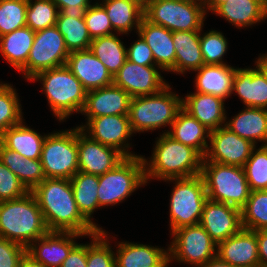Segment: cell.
Here are the masks:
<instances>
[{"instance_id":"obj_1","label":"cell","mask_w":267,"mask_h":267,"mask_svg":"<svg viewBox=\"0 0 267 267\" xmlns=\"http://www.w3.org/2000/svg\"><path fill=\"white\" fill-rule=\"evenodd\" d=\"M49 231L90 236L98 230L79 212L70 179L45 178L32 191Z\"/></svg>"},{"instance_id":"obj_2","label":"cell","mask_w":267,"mask_h":267,"mask_svg":"<svg viewBox=\"0 0 267 267\" xmlns=\"http://www.w3.org/2000/svg\"><path fill=\"white\" fill-rule=\"evenodd\" d=\"M149 161L143 157L145 180L188 178L201 174L204 157L194 148L174 140L166 132L160 135ZM149 162V163H148Z\"/></svg>"},{"instance_id":"obj_3","label":"cell","mask_w":267,"mask_h":267,"mask_svg":"<svg viewBox=\"0 0 267 267\" xmlns=\"http://www.w3.org/2000/svg\"><path fill=\"white\" fill-rule=\"evenodd\" d=\"M49 232L31 191L17 199L0 202V237L28 247Z\"/></svg>"},{"instance_id":"obj_4","label":"cell","mask_w":267,"mask_h":267,"mask_svg":"<svg viewBox=\"0 0 267 267\" xmlns=\"http://www.w3.org/2000/svg\"><path fill=\"white\" fill-rule=\"evenodd\" d=\"M30 80L42 83L51 110L60 122L72 112H82L87 90L65 65L41 71Z\"/></svg>"},{"instance_id":"obj_5","label":"cell","mask_w":267,"mask_h":267,"mask_svg":"<svg viewBox=\"0 0 267 267\" xmlns=\"http://www.w3.org/2000/svg\"><path fill=\"white\" fill-rule=\"evenodd\" d=\"M181 109L182 98L171 92L169 84L156 94L132 97L128 113L132 131L141 133L171 126Z\"/></svg>"},{"instance_id":"obj_6","label":"cell","mask_w":267,"mask_h":267,"mask_svg":"<svg viewBox=\"0 0 267 267\" xmlns=\"http://www.w3.org/2000/svg\"><path fill=\"white\" fill-rule=\"evenodd\" d=\"M201 175L208 199L242 209L250 195V187L243 167L202 162Z\"/></svg>"},{"instance_id":"obj_7","label":"cell","mask_w":267,"mask_h":267,"mask_svg":"<svg viewBox=\"0 0 267 267\" xmlns=\"http://www.w3.org/2000/svg\"><path fill=\"white\" fill-rule=\"evenodd\" d=\"M206 7L203 0H149L144 6V18L168 30H202Z\"/></svg>"},{"instance_id":"obj_8","label":"cell","mask_w":267,"mask_h":267,"mask_svg":"<svg viewBox=\"0 0 267 267\" xmlns=\"http://www.w3.org/2000/svg\"><path fill=\"white\" fill-rule=\"evenodd\" d=\"M146 184L142 156L125 157L112 170L99 176V207L118 204Z\"/></svg>"},{"instance_id":"obj_9","label":"cell","mask_w":267,"mask_h":267,"mask_svg":"<svg viewBox=\"0 0 267 267\" xmlns=\"http://www.w3.org/2000/svg\"><path fill=\"white\" fill-rule=\"evenodd\" d=\"M165 181H175L169 209L171 231L199 224L204 203L208 199L202 175Z\"/></svg>"},{"instance_id":"obj_10","label":"cell","mask_w":267,"mask_h":267,"mask_svg":"<svg viewBox=\"0 0 267 267\" xmlns=\"http://www.w3.org/2000/svg\"><path fill=\"white\" fill-rule=\"evenodd\" d=\"M40 160L45 178L71 179L78 172L77 127L46 135Z\"/></svg>"},{"instance_id":"obj_11","label":"cell","mask_w":267,"mask_h":267,"mask_svg":"<svg viewBox=\"0 0 267 267\" xmlns=\"http://www.w3.org/2000/svg\"><path fill=\"white\" fill-rule=\"evenodd\" d=\"M173 240L169 251V262L188 263L199 267L216 257L217 243L200 225L183 226L171 232Z\"/></svg>"},{"instance_id":"obj_12","label":"cell","mask_w":267,"mask_h":267,"mask_svg":"<svg viewBox=\"0 0 267 267\" xmlns=\"http://www.w3.org/2000/svg\"><path fill=\"white\" fill-rule=\"evenodd\" d=\"M63 35L56 26L35 33L27 63L19 70L30 80L41 71L64 66L69 56Z\"/></svg>"},{"instance_id":"obj_13","label":"cell","mask_w":267,"mask_h":267,"mask_svg":"<svg viewBox=\"0 0 267 267\" xmlns=\"http://www.w3.org/2000/svg\"><path fill=\"white\" fill-rule=\"evenodd\" d=\"M210 147L203 161L243 167L256 145L241 138L226 126L210 131Z\"/></svg>"},{"instance_id":"obj_14","label":"cell","mask_w":267,"mask_h":267,"mask_svg":"<svg viewBox=\"0 0 267 267\" xmlns=\"http://www.w3.org/2000/svg\"><path fill=\"white\" fill-rule=\"evenodd\" d=\"M79 128L87 132L92 140L116 149L124 157L137 156L128 151L130 145L127 140L133 134L128 115L87 118V125Z\"/></svg>"},{"instance_id":"obj_15","label":"cell","mask_w":267,"mask_h":267,"mask_svg":"<svg viewBox=\"0 0 267 267\" xmlns=\"http://www.w3.org/2000/svg\"><path fill=\"white\" fill-rule=\"evenodd\" d=\"M78 171L101 176L112 170L125 157L116 149L92 140L77 127Z\"/></svg>"},{"instance_id":"obj_16","label":"cell","mask_w":267,"mask_h":267,"mask_svg":"<svg viewBox=\"0 0 267 267\" xmlns=\"http://www.w3.org/2000/svg\"><path fill=\"white\" fill-rule=\"evenodd\" d=\"M155 67L157 66H141L126 59L113 77V84L131 97L156 94L168 84Z\"/></svg>"},{"instance_id":"obj_17","label":"cell","mask_w":267,"mask_h":267,"mask_svg":"<svg viewBox=\"0 0 267 267\" xmlns=\"http://www.w3.org/2000/svg\"><path fill=\"white\" fill-rule=\"evenodd\" d=\"M199 224L218 244L243 228L241 210L222 202L207 199Z\"/></svg>"},{"instance_id":"obj_18","label":"cell","mask_w":267,"mask_h":267,"mask_svg":"<svg viewBox=\"0 0 267 267\" xmlns=\"http://www.w3.org/2000/svg\"><path fill=\"white\" fill-rule=\"evenodd\" d=\"M81 236L85 235L75 232L49 231L33 241L26 248V253L45 267H61L70 251L78 244L75 239Z\"/></svg>"},{"instance_id":"obj_19","label":"cell","mask_w":267,"mask_h":267,"mask_svg":"<svg viewBox=\"0 0 267 267\" xmlns=\"http://www.w3.org/2000/svg\"><path fill=\"white\" fill-rule=\"evenodd\" d=\"M216 256L233 267H260L256 231L242 228L219 242Z\"/></svg>"},{"instance_id":"obj_20","label":"cell","mask_w":267,"mask_h":267,"mask_svg":"<svg viewBox=\"0 0 267 267\" xmlns=\"http://www.w3.org/2000/svg\"><path fill=\"white\" fill-rule=\"evenodd\" d=\"M131 96L119 86L111 84L87 91L85 106L81 113L87 118L112 115H128Z\"/></svg>"},{"instance_id":"obj_21","label":"cell","mask_w":267,"mask_h":267,"mask_svg":"<svg viewBox=\"0 0 267 267\" xmlns=\"http://www.w3.org/2000/svg\"><path fill=\"white\" fill-rule=\"evenodd\" d=\"M65 66L87 91L113 84L105 65L89 49L70 52Z\"/></svg>"},{"instance_id":"obj_22","label":"cell","mask_w":267,"mask_h":267,"mask_svg":"<svg viewBox=\"0 0 267 267\" xmlns=\"http://www.w3.org/2000/svg\"><path fill=\"white\" fill-rule=\"evenodd\" d=\"M256 68H236L232 91L241 98L245 107L267 109V75L256 62Z\"/></svg>"},{"instance_id":"obj_23","label":"cell","mask_w":267,"mask_h":267,"mask_svg":"<svg viewBox=\"0 0 267 267\" xmlns=\"http://www.w3.org/2000/svg\"><path fill=\"white\" fill-rule=\"evenodd\" d=\"M138 34L146 41L152 50L155 64L159 69L175 73V48L173 32L167 28L142 19Z\"/></svg>"},{"instance_id":"obj_24","label":"cell","mask_w":267,"mask_h":267,"mask_svg":"<svg viewBox=\"0 0 267 267\" xmlns=\"http://www.w3.org/2000/svg\"><path fill=\"white\" fill-rule=\"evenodd\" d=\"M224 101L211 94L195 92L182 98V109L212 131L226 125Z\"/></svg>"},{"instance_id":"obj_25","label":"cell","mask_w":267,"mask_h":267,"mask_svg":"<svg viewBox=\"0 0 267 267\" xmlns=\"http://www.w3.org/2000/svg\"><path fill=\"white\" fill-rule=\"evenodd\" d=\"M115 255L116 267H167L169 251L143 244L119 242Z\"/></svg>"},{"instance_id":"obj_26","label":"cell","mask_w":267,"mask_h":267,"mask_svg":"<svg viewBox=\"0 0 267 267\" xmlns=\"http://www.w3.org/2000/svg\"><path fill=\"white\" fill-rule=\"evenodd\" d=\"M196 72H198L195 78L197 93L211 94L224 100L233 94L236 68L227 64L203 65Z\"/></svg>"},{"instance_id":"obj_27","label":"cell","mask_w":267,"mask_h":267,"mask_svg":"<svg viewBox=\"0 0 267 267\" xmlns=\"http://www.w3.org/2000/svg\"><path fill=\"white\" fill-rule=\"evenodd\" d=\"M201 31L202 30L173 32V42L176 52V73L184 74L188 70L196 71L204 65L200 47Z\"/></svg>"},{"instance_id":"obj_28","label":"cell","mask_w":267,"mask_h":267,"mask_svg":"<svg viewBox=\"0 0 267 267\" xmlns=\"http://www.w3.org/2000/svg\"><path fill=\"white\" fill-rule=\"evenodd\" d=\"M170 131L166 132L174 140L196 149L203 157L208 149L210 131L196 118L181 109L171 125Z\"/></svg>"},{"instance_id":"obj_29","label":"cell","mask_w":267,"mask_h":267,"mask_svg":"<svg viewBox=\"0 0 267 267\" xmlns=\"http://www.w3.org/2000/svg\"><path fill=\"white\" fill-rule=\"evenodd\" d=\"M225 126L255 145L257 141H263L264 145H267V109L265 108L246 107L231 121H227Z\"/></svg>"},{"instance_id":"obj_30","label":"cell","mask_w":267,"mask_h":267,"mask_svg":"<svg viewBox=\"0 0 267 267\" xmlns=\"http://www.w3.org/2000/svg\"><path fill=\"white\" fill-rule=\"evenodd\" d=\"M45 138L46 135L42 136L35 130L26 127L22 121L4 131L0 135V142L24 158L40 159Z\"/></svg>"},{"instance_id":"obj_31","label":"cell","mask_w":267,"mask_h":267,"mask_svg":"<svg viewBox=\"0 0 267 267\" xmlns=\"http://www.w3.org/2000/svg\"><path fill=\"white\" fill-rule=\"evenodd\" d=\"M83 13V10H67L58 13L56 27L63 35L69 52L90 48L92 39Z\"/></svg>"},{"instance_id":"obj_32","label":"cell","mask_w":267,"mask_h":267,"mask_svg":"<svg viewBox=\"0 0 267 267\" xmlns=\"http://www.w3.org/2000/svg\"><path fill=\"white\" fill-rule=\"evenodd\" d=\"M111 21V26L117 34H129L137 30L144 18V6L135 0H104L100 3Z\"/></svg>"},{"instance_id":"obj_33","label":"cell","mask_w":267,"mask_h":267,"mask_svg":"<svg viewBox=\"0 0 267 267\" xmlns=\"http://www.w3.org/2000/svg\"><path fill=\"white\" fill-rule=\"evenodd\" d=\"M0 160L18 177L28 191H32L45 179L40 159L24 158L18 152L6 148L1 142Z\"/></svg>"},{"instance_id":"obj_34","label":"cell","mask_w":267,"mask_h":267,"mask_svg":"<svg viewBox=\"0 0 267 267\" xmlns=\"http://www.w3.org/2000/svg\"><path fill=\"white\" fill-rule=\"evenodd\" d=\"M74 198L79 212L98 231H103L97 224L92 222L91 215L95 209L100 208L97 190L99 188V176L86 174L78 171L71 179Z\"/></svg>"},{"instance_id":"obj_35","label":"cell","mask_w":267,"mask_h":267,"mask_svg":"<svg viewBox=\"0 0 267 267\" xmlns=\"http://www.w3.org/2000/svg\"><path fill=\"white\" fill-rule=\"evenodd\" d=\"M213 12L237 26L238 29L257 24L267 18L266 9L255 0H227Z\"/></svg>"},{"instance_id":"obj_36","label":"cell","mask_w":267,"mask_h":267,"mask_svg":"<svg viewBox=\"0 0 267 267\" xmlns=\"http://www.w3.org/2000/svg\"><path fill=\"white\" fill-rule=\"evenodd\" d=\"M35 33L25 26L0 36V53L16 70L27 63Z\"/></svg>"},{"instance_id":"obj_37","label":"cell","mask_w":267,"mask_h":267,"mask_svg":"<svg viewBox=\"0 0 267 267\" xmlns=\"http://www.w3.org/2000/svg\"><path fill=\"white\" fill-rule=\"evenodd\" d=\"M115 34L92 39L89 50L105 65L112 77L124 65L127 52Z\"/></svg>"},{"instance_id":"obj_38","label":"cell","mask_w":267,"mask_h":267,"mask_svg":"<svg viewBox=\"0 0 267 267\" xmlns=\"http://www.w3.org/2000/svg\"><path fill=\"white\" fill-rule=\"evenodd\" d=\"M242 226L249 230H267V190L251 191L241 209Z\"/></svg>"},{"instance_id":"obj_39","label":"cell","mask_w":267,"mask_h":267,"mask_svg":"<svg viewBox=\"0 0 267 267\" xmlns=\"http://www.w3.org/2000/svg\"><path fill=\"white\" fill-rule=\"evenodd\" d=\"M27 0L26 26L34 32L56 26L57 10L53 0Z\"/></svg>"},{"instance_id":"obj_40","label":"cell","mask_w":267,"mask_h":267,"mask_svg":"<svg viewBox=\"0 0 267 267\" xmlns=\"http://www.w3.org/2000/svg\"><path fill=\"white\" fill-rule=\"evenodd\" d=\"M15 91L11 85L0 83V135L23 121L21 104Z\"/></svg>"},{"instance_id":"obj_41","label":"cell","mask_w":267,"mask_h":267,"mask_svg":"<svg viewBox=\"0 0 267 267\" xmlns=\"http://www.w3.org/2000/svg\"><path fill=\"white\" fill-rule=\"evenodd\" d=\"M243 169L251 191L267 190V145L254 148Z\"/></svg>"},{"instance_id":"obj_42","label":"cell","mask_w":267,"mask_h":267,"mask_svg":"<svg viewBox=\"0 0 267 267\" xmlns=\"http://www.w3.org/2000/svg\"><path fill=\"white\" fill-rule=\"evenodd\" d=\"M27 0H0V36L26 26Z\"/></svg>"},{"instance_id":"obj_43","label":"cell","mask_w":267,"mask_h":267,"mask_svg":"<svg viewBox=\"0 0 267 267\" xmlns=\"http://www.w3.org/2000/svg\"><path fill=\"white\" fill-rule=\"evenodd\" d=\"M106 233L97 231L89 236L92 242L87 244V267H116L115 252L109 246Z\"/></svg>"},{"instance_id":"obj_44","label":"cell","mask_w":267,"mask_h":267,"mask_svg":"<svg viewBox=\"0 0 267 267\" xmlns=\"http://www.w3.org/2000/svg\"><path fill=\"white\" fill-rule=\"evenodd\" d=\"M228 42L221 32L209 30L200 35V47L204 59V65H223L222 57L227 51Z\"/></svg>"},{"instance_id":"obj_45","label":"cell","mask_w":267,"mask_h":267,"mask_svg":"<svg viewBox=\"0 0 267 267\" xmlns=\"http://www.w3.org/2000/svg\"><path fill=\"white\" fill-rule=\"evenodd\" d=\"M83 17L91 39L114 34L106 10L98 2L89 6L84 11Z\"/></svg>"},{"instance_id":"obj_46","label":"cell","mask_w":267,"mask_h":267,"mask_svg":"<svg viewBox=\"0 0 267 267\" xmlns=\"http://www.w3.org/2000/svg\"><path fill=\"white\" fill-rule=\"evenodd\" d=\"M29 191L0 160V202L17 199Z\"/></svg>"},{"instance_id":"obj_47","label":"cell","mask_w":267,"mask_h":267,"mask_svg":"<svg viewBox=\"0 0 267 267\" xmlns=\"http://www.w3.org/2000/svg\"><path fill=\"white\" fill-rule=\"evenodd\" d=\"M25 253L26 247L0 237V267H18Z\"/></svg>"},{"instance_id":"obj_48","label":"cell","mask_w":267,"mask_h":267,"mask_svg":"<svg viewBox=\"0 0 267 267\" xmlns=\"http://www.w3.org/2000/svg\"><path fill=\"white\" fill-rule=\"evenodd\" d=\"M139 39L130 48L126 49L127 60L141 66H157L152 54V50L146 41L138 34Z\"/></svg>"},{"instance_id":"obj_49","label":"cell","mask_w":267,"mask_h":267,"mask_svg":"<svg viewBox=\"0 0 267 267\" xmlns=\"http://www.w3.org/2000/svg\"><path fill=\"white\" fill-rule=\"evenodd\" d=\"M61 267H87V244H77L62 262Z\"/></svg>"},{"instance_id":"obj_50","label":"cell","mask_w":267,"mask_h":267,"mask_svg":"<svg viewBox=\"0 0 267 267\" xmlns=\"http://www.w3.org/2000/svg\"><path fill=\"white\" fill-rule=\"evenodd\" d=\"M59 12L67 10H83L85 11L91 6L90 0H53Z\"/></svg>"},{"instance_id":"obj_51","label":"cell","mask_w":267,"mask_h":267,"mask_svg":"<svg viewBox=\"0 0 267 267\" xmlns=\"http://www.w3.org/2000/svg\"><path fill=\"white\" fill-rule=\"evenodd\" d=\"M258 256L260 267H267V230H257Z\"/></svg>"},{"instance_id":"obj_52","label":"cell","mask_w":267,"mask_h":267,"mask_svg":"<svg viewBox=\"0 0 267 267\" xmlns=\"http://www.w3.org/2000/svg\"><path fill=\"white\" fill-rule=\"evenodd\" d=\"M18 267H45L38 261H35L28 253H25L20 259Z\"/></svg>"},{"instance_id":"obj_53","label":"cell","mask_w":267,"mask_h":267,"mask_svg":"<svg viewBox=\"0 0 267 267\" xmlns=\"http://www.w3.org/2000/svg\"><path fill=\"white\" fill-rule=\"evenodd\" d=\"M199 267H233L230 264H228L227 262H224L222 260H220L217 256L211 260H209L208 262H206L205 264L199 266Z\"/></svg>"},{"instance_id":"obj_54","label":"cell","mask_w":267,"mask_h":267,"mask_svg":"<svg viewBox=\"0 0 267 267\" xmlns=\"http://www.w3.org/2000/svg\"><path fill=\"white\" fill-rule=\"evenodd\" d=\"M227 0H203L205 7H206V11L208 9V11H213L222 3L226 2Z\"/></svg>"},{"instance_id":"obj_55","label":"cell","mask_w":267,"mask_h":267,"mask_svg":"<svg viewBox=\"0 0 267 267\" xmlns=\"http://www.w3.org/2000/svg\"><path fill=\"white\" fill-rule=\"evenodd\" d=\"M260 68L266 73L267 75V54H263L259 59L256 61Z\"/></svg>"},{"instance_id":"obj_56","label":"cell","mask_w":267,"mask_h":267,"mask_svg":"<svg viewBox=\"0 0 267 267\" xmlns=\"http://www.w3.org/2000/svg\"><path fill=\"white\" fill-rule=\"evenodd\" d=\"M255 1H258L266 9L267 0H255Z\"/></svg>"},{"instance_id":"obj_57","label":"cell","mask_w":267,"mask_h":267,"mask_svg":"<svg viewBox=\"0 0 267 267\" xmlns=\"http://www.w3.org/2000/svg\"><path fill=\"white\" fill-rule=\"evenodd\" d=\"M135 1L140 3L142 6H145L149 2V0H135Z\"/></svg>"}]
</instances>
